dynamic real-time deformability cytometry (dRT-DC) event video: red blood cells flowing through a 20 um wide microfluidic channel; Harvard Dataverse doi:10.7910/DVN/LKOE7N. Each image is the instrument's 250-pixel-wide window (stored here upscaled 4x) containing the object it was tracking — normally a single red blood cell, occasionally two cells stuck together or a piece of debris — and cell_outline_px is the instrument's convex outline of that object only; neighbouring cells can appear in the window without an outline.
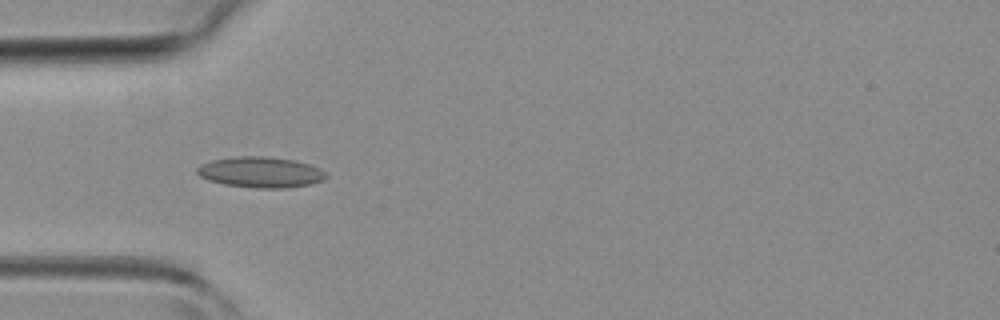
{"species": "common noctule bat (a hibernating species)", "species_latin": "Nyctalus noctula", "temperature_condition": "room temperature", "stored_images_in_passage": 30, "camera_frame_rate_fps": 3000, "um_per_image_px": 0.085, "animal": {"sex": "female", "body_mass_g": 19.3, "forearm_length_mm": 54.1}, "frame": {"image": 1, "passage_image": 1, "time_ms": 0.0, "image_size_px": [1000, 320], "cell_outline_px": [[328, 176], [324, 180], [312, 184], [288, 188], [256, 188], [224, 184], [208, 180], [200, 176], [196, 172], [196, 168], [200, 164], [212, 160], [236, 156], [268, 156], [292, 160], [308, 164], [324, 172]], "centroid_in_image_um": [22.13, 14.64], "position_along_channel_um": 62.9, "area_um2": 23.12}}
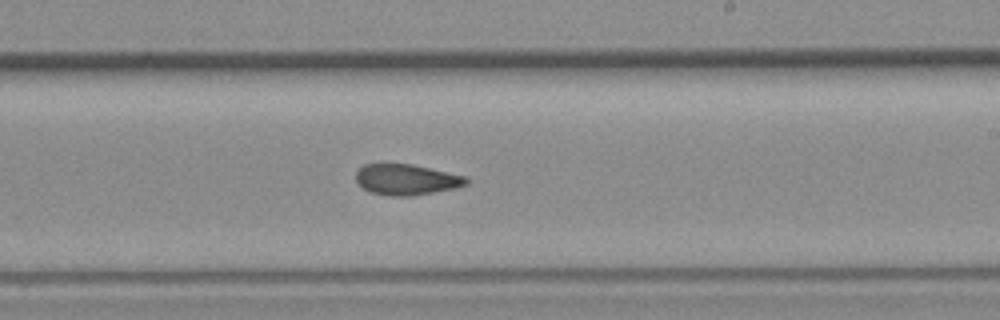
{"frame": {"image": 2, "passage_image": 13, "time_ms": 4.0, "image_size_px": [1000, 320], "cell_outline_px": [[468, 184], [456, 188], [412, 196], [388, 196], [372, 192], [364, 188], [356, 180], [356, 172], [364, 164], [412, 164], [468, 176]], "centroid_in_image_um": [34.59, 15.26], "position_along_channel_um": 254.4, "area_um2": 19.83}}
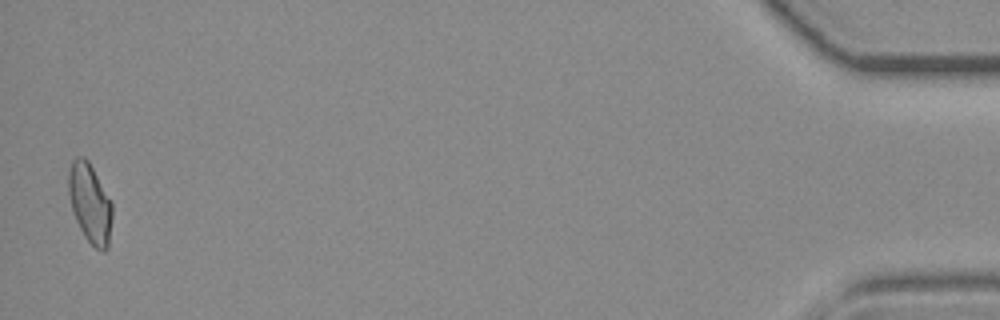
{"frame": {"image": 3, "passage_image": 30, "time_ms": 9.667, "image_size_px": [1000, 320], "cell_outline_px": [[112, 216], [108, 248], [104, 252], [100, 252], [84, 236], [72, 212], [68, 192], [68, 172], [72, 160], [76, 156], [84, 156], [88, 160], [112, 204]], "centroid_in_image_um": [7.63, 17.28], "position_along_channel_um": 427.6, "area_um2": 20.17}}